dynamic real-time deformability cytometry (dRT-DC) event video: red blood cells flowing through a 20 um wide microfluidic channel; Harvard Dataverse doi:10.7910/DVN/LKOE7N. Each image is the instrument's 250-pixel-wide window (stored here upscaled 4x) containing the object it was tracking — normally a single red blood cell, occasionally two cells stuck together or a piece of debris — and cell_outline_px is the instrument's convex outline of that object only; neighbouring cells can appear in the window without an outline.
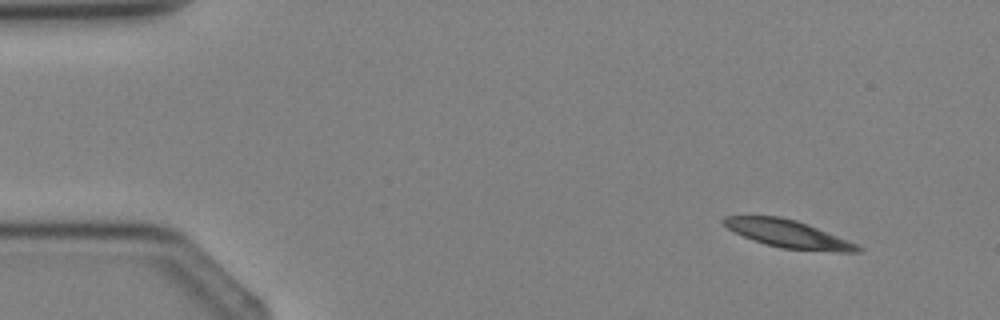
{"species": "Egyptian fruit bat (a non-hibernating species)", "species_latin": "Rousettus aegyptiacus", "temperature_condition": "cold", "stored_images_in_passage": 3, "camera_frame_rate_fps": 3000, "um_per_image_px": 0.085, "animal": {"sex": "female"}, "frame": {"image": 1, "passage_image": 1, "time_ms": 0.0, "image_size_px": [1000, 320], "cell_outline_px": [[864, 248], [860, 252], [836, 252], [780, 248], [764, 244], [744, 236], [728, 228], [720, 220], [724, 216], [780, 216], [796, 220], [808, 224], [848, 240]], "centroid_in_image_um": [67.01, 19.88], "position_along_channel_um": 18.0, "area_um2": 21.56}}
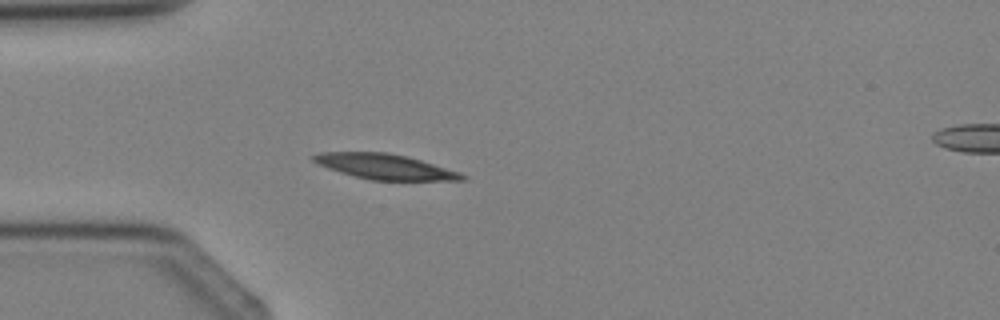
{"frame": {"image": 2, "passage_image": 3, "time_ms": 2.333, "image_size_px": [1000, 320], "cell_outline_px": [[468, 180], [372, 180], [340, 172], [328, 168], [312, 160], [312, 156], [320, 152], [388, 152], [420, 160], [460, 172], [468, 176]], "centroid_in_image_um": [32.75, 14.16], "position_along_channel_um": 52.2, "area_um2": 21.56}}